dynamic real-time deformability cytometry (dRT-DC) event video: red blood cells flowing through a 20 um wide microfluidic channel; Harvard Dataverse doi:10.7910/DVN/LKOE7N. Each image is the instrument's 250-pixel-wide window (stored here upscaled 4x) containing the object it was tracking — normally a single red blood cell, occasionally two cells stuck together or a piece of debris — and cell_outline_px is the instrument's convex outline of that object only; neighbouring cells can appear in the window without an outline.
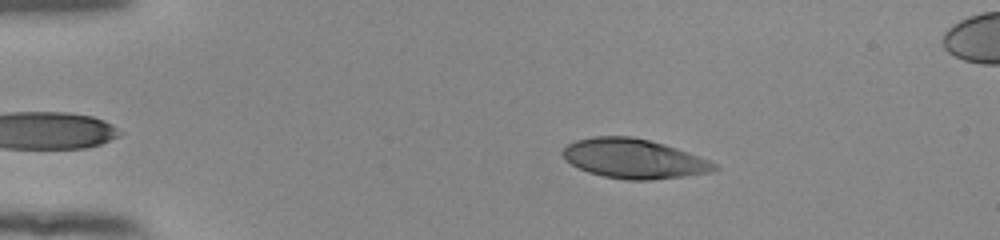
{"species": "human", "species_latin": "Homo sapiens", "temperature_condition": "room temperature", "stored_images_in_passage": 48, "camera_frame_rate_fps": 3000, "um_per_image_px": 0.085, "donor": {"sex": "female"}, "frame": {"image": 1, "passage_image": 6, "time_ms": 1.667, "image_size_px": [1000, 240], "cell_outline_px": [[720, 168], [712, 172], [684, 176], [648, 180], [628, 180], [604, 176], [588, 172], [572, 164], [564, 156], [564, 148], [568, 144], [576, 140], [592, 136], [632, 136], [664, 144], [688, 152], [708, 160], [716, 164]], "centroid_in_image_um": [53.9, 13.48], "position_along_channel_um": 31.1, "area_um2": 34.56}}
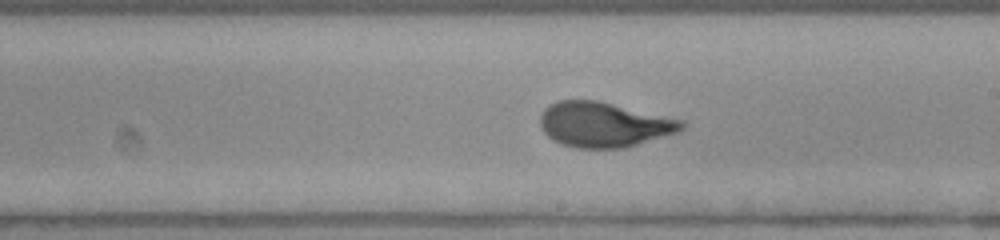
{"frame": {"image": 2, "passage_image": 27, "time_ms": 8.667, "image_size_px": [1000, 240], "cell_outline_px": [[684, 128], [680, 132], [624, 148], [576, 148], [560, 144], [552, 140], [544, 132], [540, 124], [540, 116], [544, 108], [556, 100], [596, 100], [684, 120]], "centroid_in_image_um": [51.32, 10.59], "position_along_channel_um": 237.7, "area_um2": 37.28}}
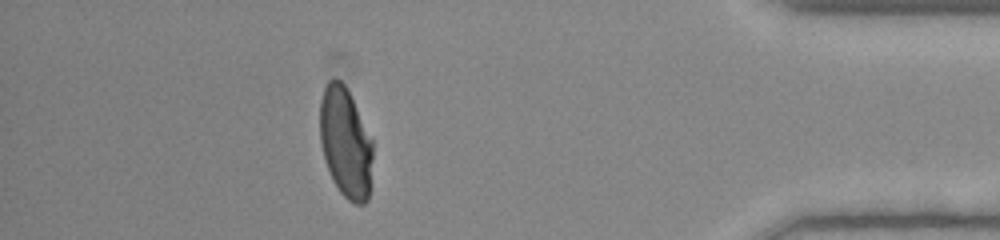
{"frame": {"image": 3, "passage_image": 43, "time_ms": 14.0, "image_size_px": [1000, 240], "cell_outline_px": [[372, 160], [368, 200], [364, 204], [356, 204], [348, 200], [340, 192], [332, 180], [324, 160], [320, 140], [320, 100], [324, 88], [328, 80], [340, 80], [344, 84], [372, 140]], "centroid_in_image_um": [29.35, 12.16], "position_along_channel_um": 405.9, "area_um2": 33.64}, "authors_computed_cell_mechanics": {"area_um2": 36.4718, "velocity_mm_per_s": 3.9003, "shape_relaxation_time_tau1_ms": 4.9833, "shape_relaxation_time_tau2_ms": null, "deformation_change_tau1": 0.2037, "deformation_change_tau2": null}}